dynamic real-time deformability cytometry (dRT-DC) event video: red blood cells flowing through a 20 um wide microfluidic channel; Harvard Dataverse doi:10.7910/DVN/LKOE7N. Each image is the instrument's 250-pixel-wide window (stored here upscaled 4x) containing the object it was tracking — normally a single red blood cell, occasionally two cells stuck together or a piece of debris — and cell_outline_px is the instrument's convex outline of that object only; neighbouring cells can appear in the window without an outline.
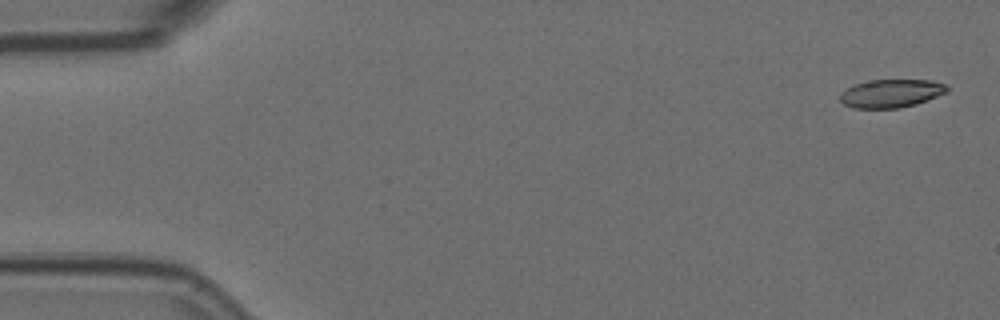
{"species": "Egyptian fruit bat (a non-hibernating species)", "species_latin": "Rousettus aegyptiacus", "temperature_condition": "room temperature", "stored_images_in_passage": 5, "camera_frame_rate_fps": 3000, "um_per_image_px": 0.085, "animal": {"sex": "female"}, "frame": {"image": 1, "passage_image": 1, "time_ms": 0.0, "image_size_px": [1000, 320], "cell_outline_px": [[948, 92], [928, 100], [916, 104], [900, 108], [852, 108], [844, 104], [840, 100], [840, 92], [856, 84], [872, 80], [932, 80], [948, 84]], "centroid_in_image_um": [75.79, 7.94], "position_along_channel_um": 9.2, "area_um2": 17.69}}
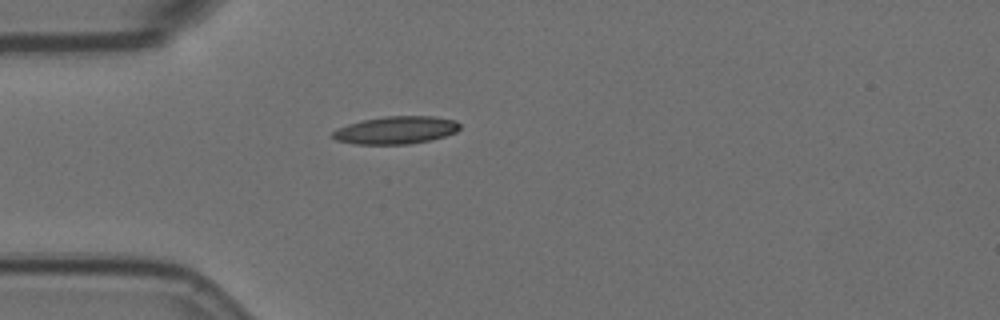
{"frame": {"image": 2, "passage_image": 5, "time_ms": 1.333, "image_size_px": [1000, 320], "cell_outline_px": [[460, 128], [456, 132], [444, 136], [428, 140], [408, 144], [356, 144], [336, 140], [332, 136], [332, 132], [348, 124], [360, 120], [384, 116], [436, 116], [456, 120], [460, 124]], "centroid_in_image_um": [33.67, 11.05], "position_along_channel_um": 51.3, "area_um2": 20.46}}